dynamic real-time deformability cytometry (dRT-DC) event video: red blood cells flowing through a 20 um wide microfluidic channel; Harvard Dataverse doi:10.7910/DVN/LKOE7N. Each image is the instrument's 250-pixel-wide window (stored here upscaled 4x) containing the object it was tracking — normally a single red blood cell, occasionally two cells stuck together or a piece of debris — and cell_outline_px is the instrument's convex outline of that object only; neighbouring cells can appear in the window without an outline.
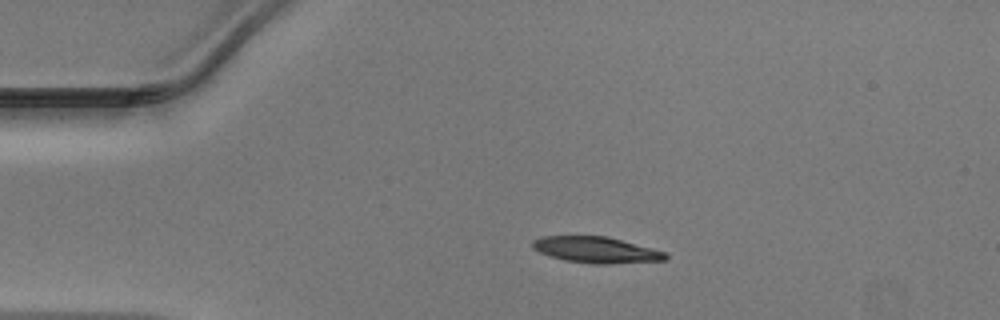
{"species": "Egyptian fruit bat (a non-hibernating species)", "species_latin": "Rousettus aegyptiacus", "temperature_condition": "warm", "stored_images_in_passage": 39, "camera_frame_rate_fps": 3000, "um_per_image_px": 0.085, "animal": {"sex": "male"}, "frame": {"image": 1, "passage_image": 1, "time_ms": 0.0, "image_size_px": [1000, 320], "cell_outline_px": [[668, 256], [664, 260], [608, 264], [592, 264], [564, 260], [548, 256], [532, 248], [532, 240], [540, 236], [608, 236], [652, 248], [664, 252]], "centroid_in_image_um": [50.62, 21.23], "position_along_channel_um": 34.4, "area_um2": 20.29}}
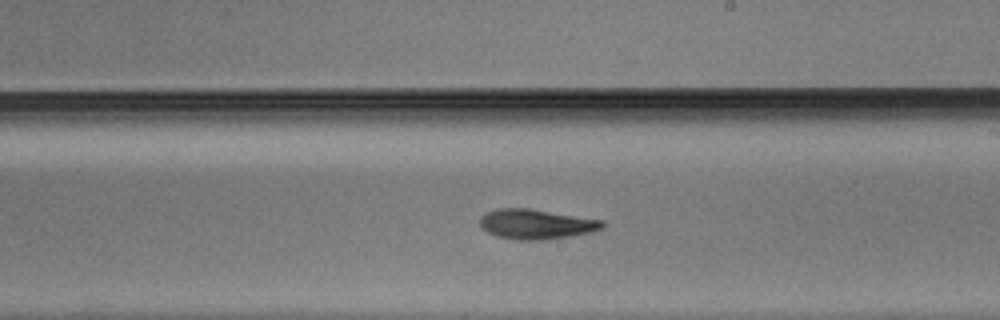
{"frame": {"image": 2, "passage_image": 19, "time_ms": 6.0, "image_size_px": [1000, 320], "cell_outline_px": [[604, 228], [592, 232], [572, 236], [544, 240], [516, 240], [496, 236], [488, 232], [480, 224], [480, 216], [484, 212], [496, 208], [528, 208], [604, 220]], "centroid_in_image_um": [45.58, 19.05], "position_along_channel_um": 243.4, "area_um2": 21.56}}
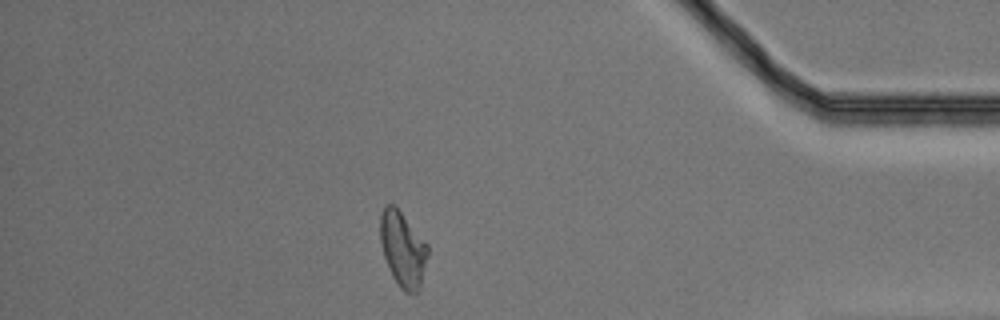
{"frame": {"image": 3, "passage_image": 33, "time_ms": 10.667, "image_size_px": [1000, 320], "cell_outline_px": [[428, 256], [420, 288], [412, 296], [404, 292], [400, 288], [392, 276], [384, 256], [380, 240], [380, 216], [384, 208], [388, 204], [392, 204], [400, 212], [428, 244]], "centroid_in_image_um": [34.25, 21.24], "position_along_channel_um": 400.9, "area_um2": 20.69}}